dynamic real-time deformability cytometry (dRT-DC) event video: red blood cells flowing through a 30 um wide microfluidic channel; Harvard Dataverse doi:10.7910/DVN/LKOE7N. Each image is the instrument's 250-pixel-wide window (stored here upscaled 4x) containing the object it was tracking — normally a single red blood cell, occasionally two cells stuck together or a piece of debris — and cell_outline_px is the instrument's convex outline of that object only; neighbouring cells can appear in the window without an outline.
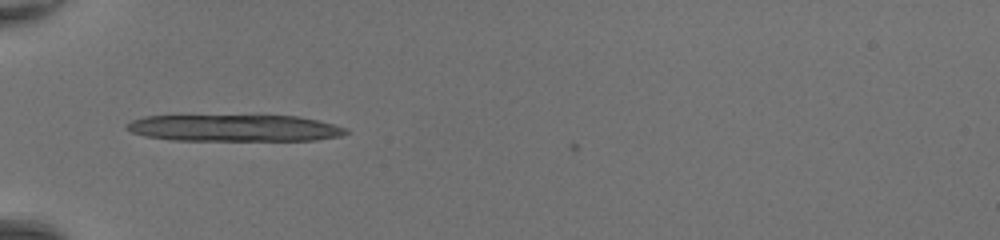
{"species": "common noctule bat (a hibernating species)", "species_latin": "Nyctalus noctula", "temperature_condition": "room temperature", "stored_images_in_passage": 3, "camera_frame_rate_fps": 3000, "um_per_image_px": 0.085, "animal": {"sex": "female", "body_mass_g": 20.0, "forearm_length_mm": 54.0}, "frame": {"image": 1, "passage_image": 1, "time_ms": 0.0, "image_size_px": [1000, 240], "cell_outline_px": [[348, 132], [340, 136], [316, 140], [168, 140], [144, 136], [132, 132], [124, 128], [124, 124], [132, 120], [144, 116], [300, 116], [348, 128]], "centroid_in_image_um": [19.88, 10.89], "position_along_channel_um": 65.1, "area_um2": 34.1}}